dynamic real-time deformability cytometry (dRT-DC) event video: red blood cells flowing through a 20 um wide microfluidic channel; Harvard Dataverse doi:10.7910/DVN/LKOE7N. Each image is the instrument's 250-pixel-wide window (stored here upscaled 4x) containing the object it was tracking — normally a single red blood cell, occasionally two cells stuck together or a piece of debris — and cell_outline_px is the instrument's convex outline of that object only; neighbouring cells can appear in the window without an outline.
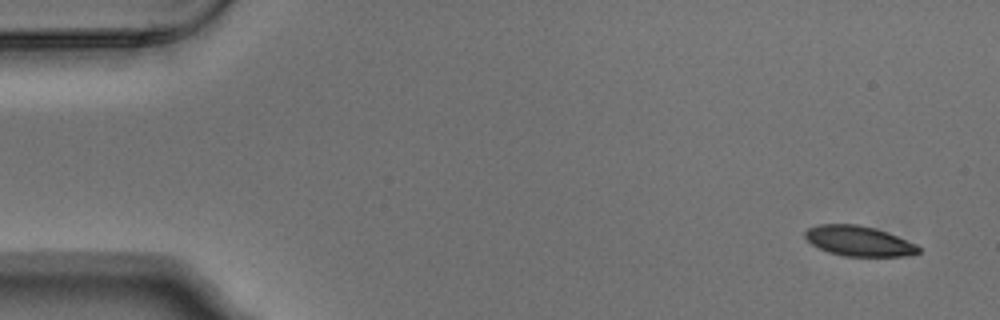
{"species": "Egyptian fruit bat (a non-hibernating species)", "species_latin": "Rousettus aegyptiacus", "temperature_condition": "warm", "stored_images_in_passage": 6, "camera_frame_rate_fps": 3000, "um_per_image_px": 0.085, "animal": {"sex": "male"}, "frame": {"image": 1, "passage_image": 1, "time_ms": 0.0, "image_size_px": [1000, 320], "cell_outline_px": [[920, 252], [904, 256], [844, 256], [828, 252], [812, 244], [804, 236], [804, 232], [808, 228], [816, 224], [856, 224], [888, 232], [916, 244], [920, 248]], "centroid_in_image_um": [72.98, 20.48], "position_along_channel_um": 12.0, "area_um2": 19.83}}
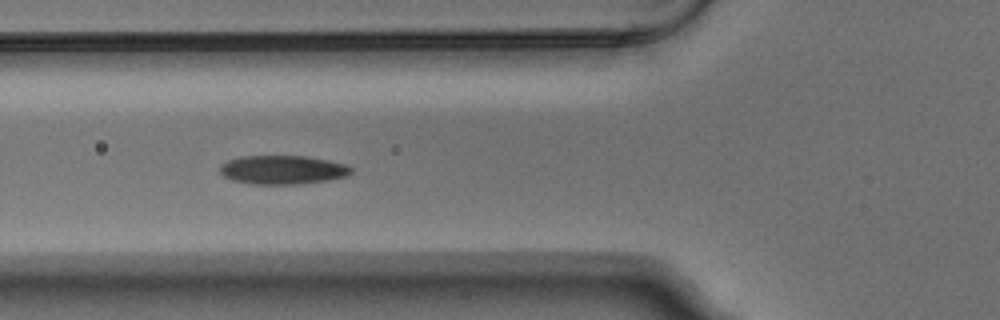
{"frame": {"image": 2, "passage_image": 6, "time_ms": 1.667, "image_size_px": [1000, 320], "cell_outline_px": [[352, 172], [348, 176], [328, 180], [300, 184], [252, 184], [232, 180], [224, 176], [220, 172], [220, 164], [228, 160], [240, 156], [304, 156], [328, 160], [348, 164], [352, 168]], "centroid_in_image_um": [24.04, 14.43], "position_along_channel_um": 101.8, "area_um2": 22.2}}